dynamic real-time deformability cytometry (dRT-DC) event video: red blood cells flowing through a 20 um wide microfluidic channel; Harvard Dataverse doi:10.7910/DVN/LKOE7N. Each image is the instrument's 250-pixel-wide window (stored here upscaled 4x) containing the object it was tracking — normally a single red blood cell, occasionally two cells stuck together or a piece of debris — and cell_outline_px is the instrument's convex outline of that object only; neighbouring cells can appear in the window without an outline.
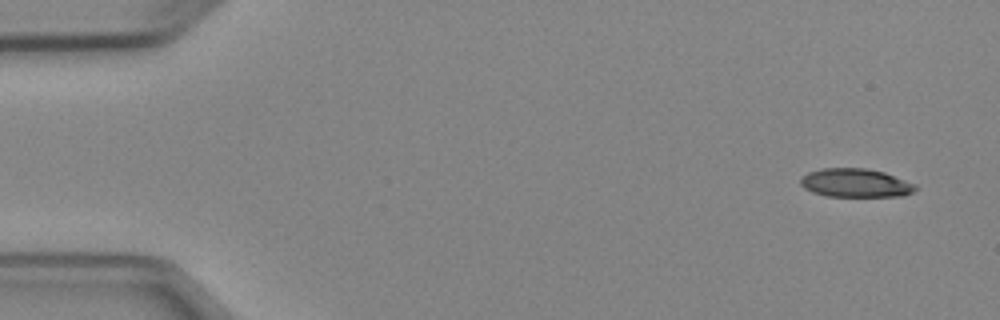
{"species": "Egyptian fruit bat (a non-hibernating species)", "species_latin": "Rousettus aegyptiacus", "temperature_condition": "cold", "stored_images_in_passage": 5, "camera_frame_rate_fps": 3000, "um_per_image_px": 0.085, "animal": {"sex": "female"}, "frame": {"image": 1, "passage_image": 1, "time_ms": 0.0, "image_size_px": [1000, 320], "cell_outline_px": [[916, 188], [912, 192], [904, 196], [828, 196], [812, 192], [804, 188], [800, 184], [800, 176], [808, 172], [820, 168], [868, 168], [884, 172], [916, 184]], "centroid_in_image_um": [72.69, 15.54], "position_along_channel_um": 12.3, "area_um2": 19.25}}
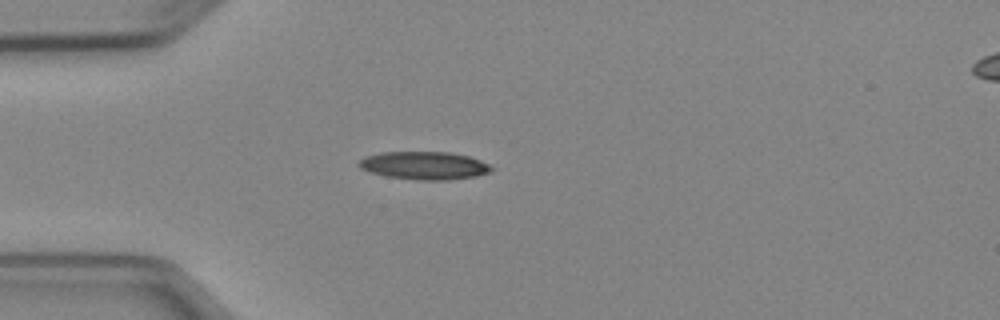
{"frame": {"image": 2, "passage_image": 4, "time_ms": 3.667, "image_size_px": [1000, 320], "cell_outline_px": [[496, 168], [492, 172], [476, 176], [444, 180], [420, 180], [388, 176], [372, 172], [360, 168], [356, 164], [360, 160], [368, 156], [380, 152], [452, 152], [468, 156], [480, 160]], "centroid_in_image_um": [36.12, 14.06], "position_along_channel_um": 48.9, "area_um2": 21.5}}